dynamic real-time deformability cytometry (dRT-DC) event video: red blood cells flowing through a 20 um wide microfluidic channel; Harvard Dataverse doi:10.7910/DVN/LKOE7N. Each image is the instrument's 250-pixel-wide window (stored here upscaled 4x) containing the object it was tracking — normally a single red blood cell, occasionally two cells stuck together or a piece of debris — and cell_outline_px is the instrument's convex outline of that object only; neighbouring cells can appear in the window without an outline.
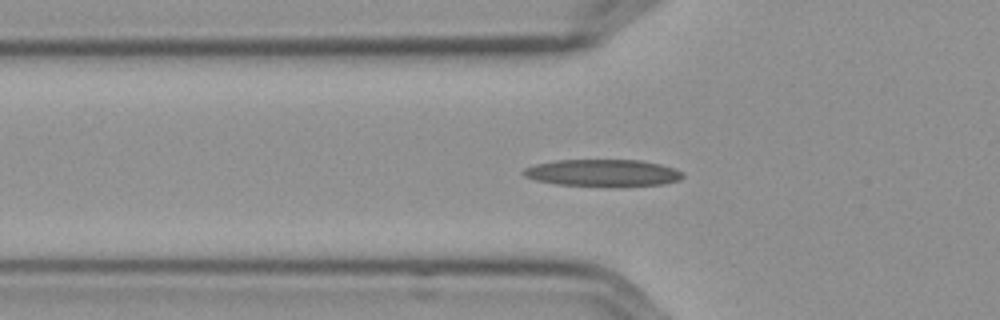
{"species": "Egyptian fruit bat (a non-hibernating species)", "species_latin": "Rousettus aegyptiacus", "temperature_condition": "cold", "stored_images_in_passage": 46, "segment_of_instrument_passage": [1, 2], "camera_frame_rate_fps": 3000, "um_per_image_px": 0.085, "frame": {"image": 1, "passage_image": 8, "time_ms": 2.333, "image_size_px": [1000, 320], "cell_outline_px": [[684, 176], [680, 180], [664, 184], [616, 188], [556, 184], [536, 180], [524, 176], [520, 172], [524, 168], [536, 164], [556, 160], [640, 160], [660, 164], [684, 172]], "centroid_in_image_um": [51.26, 14.72], "position_along_channel_um": 74.5, "area_um2": 25.72}}
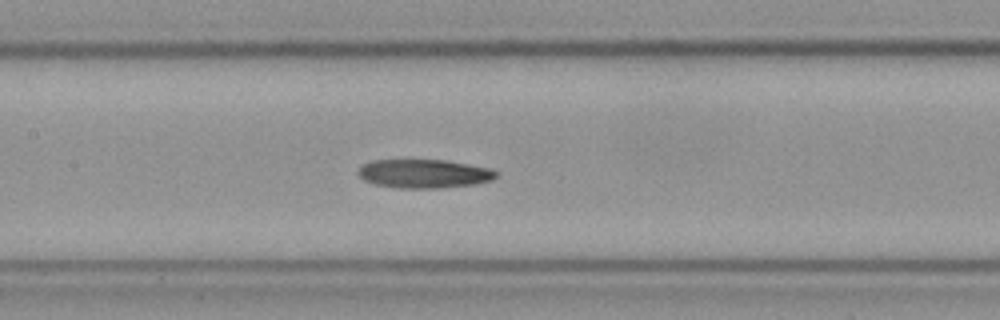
{"frame": {"image": 2, "passage_image": 16, "time_ms": 5.0, "image_size_px": [1000, 320], "cell_outline_px": [[500, 176], [492, 180], [472, 184], [440, 188], [396, 188], [376, 184], [364, 180], [356, 172], [364, 164], [372, 160], [444, 160], [492, 168], [500, 172]], "centroid_in_image_um": [36.09, 14.76], "position_along_channel_um": 171.3, "area_um2": 23.18}}
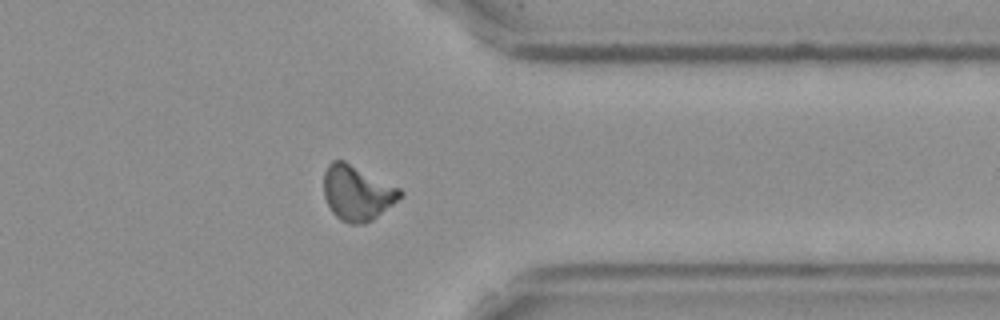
{"frame": {"image": 3, "passage_image": 34, "time_ms": 11.0, "image_size_px": [1000, 320], "cell_outline_px": [[404, 192], [392, 204], [372, 220], [364, 224], [348, 224], [340, 220], [332, 212], [324, 196], [324, 172], [328, 164], [332, 160], [344, 160], [400, 188]], "centroid_in_image_um": [30.33, 16.39], "position_along_channel_um": 381.1, "area_um2": 24.33}}